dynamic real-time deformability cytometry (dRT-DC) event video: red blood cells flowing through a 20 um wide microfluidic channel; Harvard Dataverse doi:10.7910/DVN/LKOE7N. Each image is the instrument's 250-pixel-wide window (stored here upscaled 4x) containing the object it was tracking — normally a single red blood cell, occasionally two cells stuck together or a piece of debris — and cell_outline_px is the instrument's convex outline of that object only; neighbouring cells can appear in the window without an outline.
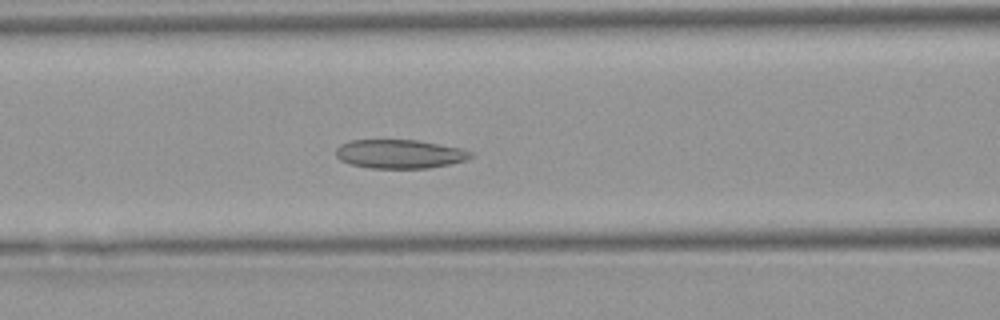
{"species": "Egyptian fruit bat (a non-hibernating species)", "species_latin": "Rousettus aegyptiacus", "temperature_condition": "warm", "stored_images_in_passage": 52, "camera_frame_rate_fps": 3000, "um_per_image_px": 0.085, "animal": {"sex": "female"}, "frame": {"image": 1, "passage_image": 21, "time_ms": 6.667, "image_size_px": [1000, 320], "cell_outline_px": [[476, 156], [468, 160], [428, 168], [368, 168], [352, 164], [340, 160], [336, 156], [336, 148], [340, 144], [352, 140], [420, 140], [460, 148], [472, 152]], "centroid_in_image_um": [34.0, 13.08], "position_along_channel_um": 132.6, "area_um2": 22.77}}
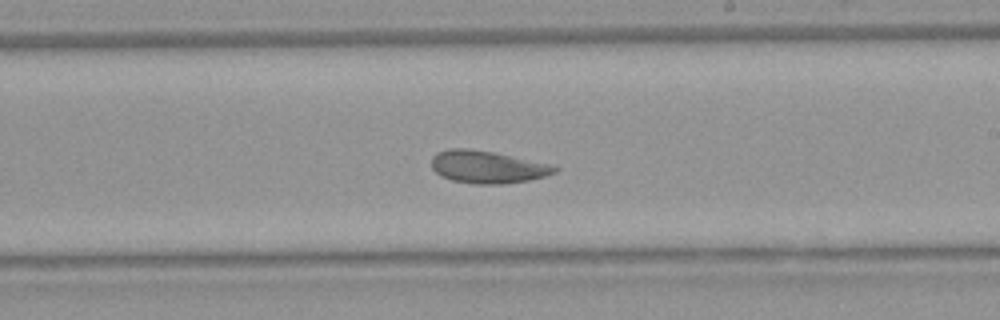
{"frame": {"image": 2, "passage_image": 30, "time_ms": 9.667, "image_size_px": [1000, 320], "cell_outline_px": [[560, 168], [556, 172], [544, 176], [528, 180], [504, 184], [472, 184], [452, 180], [440, 176], [432, 168], [432, 156], [436, 152], [448, 148], [468, 148], [496, 152], [556, 164]], "centroid_in_image_um": [41.47, 14.17], "position_along_channel_um": 247.5, "area_um2": 23.87}}
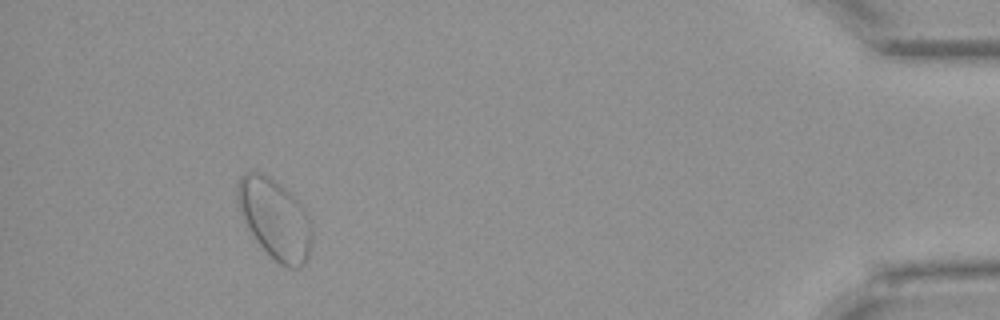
{"frame": {"image": 3, "passage_image": 48, "time_ms": 15.667, "image_size_px": [1000, 320], "cell_outline_px": [[312, 244], [308, 256], [304, 264], [300, 268], [288, 268], [280, 264], [256, 240], [248, 228], [240, 212], [236, 196], [236, 184], [240, 176], [244, 172], [260, 172], [276, 180], [292, 192], [308, 212], [312, 224]], "centroid_in_image_um": [23.39, 18.57], "position_along_channel_um": 411.8, "area_um2": 35.26}, "authors_computed_cell_mechanics": {"area_um2": 27.0793, "velocity_mm_per_s": 3.8501, "shape_relaxation_time_tau1_ms": null, "shape_relaxation_time_tau2_ms": 1.996, "deformation_change_tau1": null, "deformation_change_tau2": 0.0753}}